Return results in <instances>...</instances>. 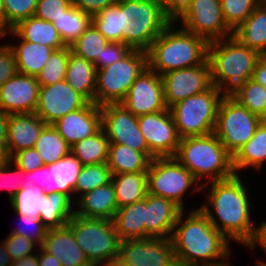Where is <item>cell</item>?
Returning <instances> with one entry per match:
<instances>
[{"label": "cell", "mask_w": 266, "mask_h": 266, "mask_svg": "<svg viewBox=\"0 0 266 266\" xmlns=\"http://www.w3.org/2000/svg\"><path fill=\"white\" fill-rule=\"evenodd\" d=\"M109 139L101 128L93 136L78 141L71 147V153L82 165L107 163Z\"/></svg>", "instance_id": "d590c367"}, {"label": "cell", "mask_w": 266, "mask_h": 266, "mask_svg": "<svg viewBox=\"0 0 266 266\" xmlns=\"http://www.w3.org/2000/svg\"><path fill=\"white\" fill-rule=\"evenodd\" d=\"M9 160V158L7 156H5L1 161H0V179H2V167L4 166V164ZM1 183V182H0ZM2 188V186L0 185V189Z\"/></svg>", "instance_id": "03108f58"}, {"label": "cell", "mask_w": 266, "mask_h": 266, "mask_svg": "<svg viewBox=\"0 0 266 266\" xmlns=\"http://www.w3.org/2000/svg\"><path fill=\"white\" fill-rule=\"evenodd\" d=\"M52 125L72 147L101 129V107L88 102L83 108L68 113Z\"/></svg>", "instance_id": "44dd1931"}, {"label": "cell", "mask_w": 266, "mask_h": 266, "mask_svg": "<svg viewBox=\"0 0 266 266\" xmlns=\"http://www.w3.org/2000/svg\"><path fill=\"white\" fill-rule=\"evenodd\" d=\"M39 88L36 77L17 73L0 87V109L8 115L35 113Z\"/></svg>", "instance_id": "ffe728a7"}, {"label": "cell", "mask_w": 266, "mask_h": 266, "mask_svg": "<svg viewBox=\"0 0 266 266\" xmlns=\"http://www.w3.org/2000/svg\"><path fill=\"white\" fill-rule=\"evenodd\" d=\"M121 104L135 116L167 110L161 76L147 67L131 85Z\"/></svg>", "instance_id": "d6986e66"}, {"label": "cell", "mask_w": 266, "mask_h": 266, "mask_svg": "<svg viewBox=\"0 0 266 266\" xmlns=\"http://www.w3.org/2000/svg\"><path fill=\"white\" fill-rule=\"evenodd\" d=\"M40 253L38 254V265L39 266H61L60 261L53 255L45 252L41 247H39Z\"/></svg>", "instance_id": "91938a15"}, {"label": "cell", "mask_w": 266, "mask_h": 266, "mask_svg": "<svg viewBox=\"0 0 266 266\" xmlns=\"http://www.w3.org/2000/svg\"><path fill=\"white\" fill-rule=\"evenodd\" d=\"M145 198L133 204L118 208L113 224L122 240L145 238Z\"/></svg>", "instance_id": "f1b7e54d"}, {"label": "cell", "mask_w": 266, "mask_h": 266, "mask_svg": "<svg viewBox=\"0 0 266 266\" xmlns=\"http://www.w3.org/2000/svg\"><path fill=\"white\" fill-rule=\"evenodd\" d=\"M110 266H131V265H126V264H122L118 259L111 264Z\"/></svg>", "instance_id": "2644e50d"}, {"label": "cell", "mask_w": 266, "mask_h": 266, "mask_svg": "<svg viewBox=\"0 0 266 266\" xmlns=\"http://www.w3.org/2000/svg\"><path fill=\"white\" fill-rule=\"evenodd\" d=\"M10 33L24 41L43 44L55 50L66 47L53 24L35 16L18 23Z\"/></svg>", "instance_id": "4316f807"}, {"label": "cell", "mask_w": 266, "mask_h": 266, "mask_svg": "<svg viewBox=\"0 0 266 266\" xmlns=\"http://www.w3.org/2000/svg\"><path fill=\"white\" fill-rule=\"evenodd\" d=\"M173 25L171 22L147 51L148 67L159 75L201 65L208 59L209 43L204 38Z\"/></svg>", "instance_id": "277c9868"}, {"label": "cell", "mask_w": 266, "mask_h": 266, "mask_svg": "<svg viewBox=\"0 0 266 266\" xmlns=\"http://www.w3.org/2000/svg\"><path fill=\"white\" fill-rule=\"evenodd\" d=\"M148 174V193L174 201L183 209V196L198 180L174 157L151 160Z\"/></svg>", "instance_id": "8fae6325"}, {"label": "cell", "mask_w": 266, "mask_h": 266, "mask_svg": "<svg viewBox=\"0 0 266 266\" xmlns=\"http://www.w3.org/2000/svg\"><path fill=\"white\" fill-rule=\"evenodd\" d=\"M67 225L72 229L78 246L94 266H110L118 259L121 239L113 220L74 214Z\"/></svg>", "instance_id": "52a82bcc"}, {"label": "cell", "mask_w": 266, "mask_h": 266, "mask_svg": "<svg viewBox=\"0 0 266 266\" xmlns=\"http://www.w3.org/2000/svg\"><path fill=\"white\" fill-rule=\"evenodd\" d=\"M71 5V0H38L34 16L52 23Z\"/></svg>", "instance_id": "bcb514c9"}, {"label": "cell", "mask_w": 266, "mask_h": 266, "mask_svg": "<svg viewBox=\"0 0 266 266\" xmlns=\"http://www.w3.org/2000/svg\"><path fill=\"white\" fill-rule=\"evenodd\" d=\"M92 24L109 42L122 43V0L92 16Z\"/></svg>", "instance_id": "74e56055"}, {"label": "cell", "mask_w": 266, "mask_h": 266, "mask_svg": "<svg viewBox=\"0 0 266 266\" xmlns=\"http://www.w3.org/2000/svg\"><path fill=\"white\" fill-rule=\"evenodd\" d=\"M226 258L222 261L218 260L219 262L216 263H208V264H200V265H195V266H230V264H228V262L226 261Z\"/></svg>", "instance_id": "be15d7a7"}, {"label": "cell", "mask_w": 266, "mask_h": 266, "mask_svg": "<svg viewBox=\"0 0 266 266\" xmlns=\"http://www.w3.org/2000/svg\"><path fill=\"white\" fill-rule=\"evenodd\" d=\"M76 202L80 208L75 214L85 218L113 220L118 209L112 182L84 193Z\"/></svg>", "instance_id": "d4e9b609"}, {"label": "cell", "mask_w": 266, "mask_h": 266, "mask_svg": "<svg viewBox=\"0 0 266 266\" xmlns=\"http://www.w3.org/2000/svg\"><path fill=\"white\" fill-rule=\"evenodd\" d=\"M12 261L13 260L5 248L4 242H2L0 245V266H11Z\"/></svg>", "instance_id": "6125c7cd"}, {"label": "cell", "mask_w": 266, "mask_h": 266, "mask_svg": "<svg viewBox=\"0 0 266 266\" xmlns=\"http://www.w3.org/2000/svg\"><path fill=\"white\" fill-rule=\"evenodd\" d=\"M4 245L12 260L21 259L31 254L36 244L22 235L10 233L4 240Z\"/></svg>", "instance_id": "c3c4849f"}, {"label": "cell", "mask_w": 266, "mask_h": 266, "mask_svg": "<svg viewBox=\"0 0 266 266\" xmlns=\"http://www.w3.org/2000/svg\"><path fill=\"white\" fill-rule=\"evenodd\" d=\"M171 23L163 7L148 0H122V43L147 52Z\"/></svg>", "instance_id": "8992f818"}, {"label": "cell", "mask_w": 266, "mask_h": 266, "mask_svg": "<svg viewBox=\"0 0 266 266\" xmlns=\"http://www.w3.org/2000/svg\"><path fill=\"white\" fill-rule=\"evenodd\" d=\"M118 260L131 266H178L171 238L122 240Z\"/></svg>", "instance_id": "9a60e30c"}, {"label": "cell", "mask_w": 266, "mask_h": 266, "mask_svg": "<svg viewBox=\"0 0 266 266\" xmlns=\"http://www.w3.org/2000/svg\"><path fill=\"white\" fill-rule=\"evenodd\" d=\"M72 4L90 15L91 17L98 14L107 6L117 4L119 0H71Z\"/></svg>", "instance_id": "db71d44e"}, {"label": "cell", "mask_w": 266, "mask_h": 266, "mask_svg": "<svg viewBox=\"0 0 266 266\" xmlns=\"http://www.w3.org/2000/svg\"><path fill=\"white\" fill-rule=\"evenodd\" d=\"M148 67L147 52L132 49L118 62L97 70L95 104L121 103L136 78Z\"/></svg>", "instance_id": "9c48e42d"}, {"label": "cell", "mask_w": 266, "mask_h": 266, "mask_svg": "<svg viewBox=\"0 0 266 266\" xmlns=\"http://www.w3.org/2000/svg\"><path fill=\"white\" fill-rule=\"evenodd\" d=\"M9 160L21 170L30 172L44 165L43 159L35 148H28L14 153Z\"/></svg>", "instance_id": "681fc988"}, {"label": "cell", "mask_w": 266, "mask_h": 266, "mask_svg": "<svg viewBox=\"0 0 266 266\" xmlns=\"http://www.w3.org/2000/svg\"><path fill=\"white\" fill-rule=\"evenodd\" d=\"M263 0H221L226 24L234 31Z\"/></svg>", "instance_id": "7bdbcfd3"}, {"label": "cell", "mask_w": 266, "mask_h": 266, "mask_svg": "<svg viewBox=\"0 0 266 266\" xmlns=\"http://www.w3.org/2000/svg\"><path fill=\"white\" fill-rule=\"evenodd\" d=\"M11 266H39L38 265V254L26 255L21 259L13 260Z\"/></svg>", "instance_id": "94428289"}, {"label": "cell", "mask_w": 266, "mask_h": 266, "mask_svg": "<svg viewBox=\"0 0 266 266\" xmlns=\"http://www.w3.org/2000/svg\"><path fill=\"white\" fill-rule=\"evenodd\" d=\"M82 167L81 161L70 153L55 163L25 172L27 181L21 189L37 186L46 195L60 192L71 199Z\"/></svg>", "instance_id": "7c38bea8"}, {"label": "cell", "mask_w": 266, "mask_h": 266, "mask_svg": "<svg viewBox=\"0 0 266 266\" xmlns=\"http://www.w3.org/2000/svg\"><path fill=\"white\" fill-rule=\"evenodd\" d=\"M260 120H261V122L266 123V104H265V107H264L263 114L260 116Z\"/></svg>", "instance_id": "89a4df30"}, {"label": "cell", "mask_w": 266, "mask_h": 266, "mask_svg": "<svg viewBox=\"0 0 266 266\" xmlns=\"http://www.w3.org/2000/svg\"><path fill=\"white\" fill-rule=\"evenodd\" d=\"M18 218L23 221V224H27L28 226L32 225L33 228H35V230L32 228V231L28 232L27 230L23 229L22 227L20 228H15L13 229L14 234H18V235H22L24 237H27L29 240L33 241L34 243H36L38 246H42L43 244V240L46 237V233H47V228L43 225V223L41 222L40 218H36V217H29V216H24V215H18ZM24 224V225H25Z\"/></svg>", "instance_id": "f907efd6"}, {"label": "cell", "mask_w": 266, "mask_h": 266, "mask_svg": "<svg viewBox=\"0 0 266 266\" xmlns=\"http://www.w3.org/2000/svg\"><path fill=\"white\" fill-rule=\"evenodd\" d=\"M108 40L91 23L80 37L70 45L71 52L75 55L92 62L101 56Z\"/></svg>", "instance_id": "f35d334b"}, {"label": "cell", "mask_w": 266, "mask_h": 266, "mask_svg": "<svg viewBox=\"0 0 266 266\" xmlns=\"http://www.w3.org/2000/svg\"><path fill=\"white\" fill-rule=\"evenodd\" d=\"M46 125L35 113L9 115L5 156L10 158L20 150L34 148Z\"/></svg>", "instance_id": "cb8c5ba5"}, {"label": "cell", "mask_w": 266, "mask_h": 266, "mask_svg": "<svg viewBox=\"0 0 266 266\" xmlns=\"http://www.w3.org/2000/svg\"><path fill=\"white\" fill-rule=\"evenodd\" d=\"M183 212L171 236L178 266L216 263L214 259L228 258L229 240L209 222L208 216L197 208L183 221Z\"/></svg>", "instance_id": "7a4b0ae2"}, {"label": "cell", "mask_w": 266, "mask_h": 266, "mask_svg": "<svg viewBox=\"0 0 266 266\" xmlns=\"http://www.w3.org/2000/svg\"><path fill=\"white\" fill-rule=\"evenodd\" d=\"M96 77L97 70L94 64L75 55L69 46L65 81L90 103H95Z\"/></svg>", "instance_id": "484cf974"}, {"label": "cell", "mask_w": 266, "mask_h": 266, "mask_svg": "<svg viewBox=\"0 0 266 266\" xmlns=\"http://www.w3.org/2000/svg\"><path fill=\"white\" fill-rule=\"evenodd\" d=\"M17 73V64L10 45L0 47V87Z\"/></svg>", "instance_id": "816d5d0a"}, {"label": "cell", "mask_w": 266, "mask_h": 266, "mask_svg": "<svg viewBox=\"0 0 266 266\" xmlns=\"http://www.w3.org/2000/svg\"><path fill=\"white\" fill-rule=\"evenodd\" d=\"M17 64L18 73L36 77L55 50L43 44L21 41L19 46L10 45Z\"/></svg>", "instance_id": "1f68e13d"}, {"label": "cell", "mask_w": 266, "mask_h": 266, "mask_svg": "<svg viewBox=\"0 0 266 266\" xmlns=\"http://www.w3.org/2000/svg\"><path fill=\"white\" fill-rule=\"evenodd\" d=\"M233 98L260 117L266 104V89L253 79H248L242 90Z\"/></svg>", "instance_id": "ee69618b"}, {"label": "cell", "mask_w": 266, "mask_h": 266, "mask_svg": "<svg viewBox=\"0 0 266 266\" xmlns=\"http://www.w3.org/2000/svg\"><path fill=\"white\" fill-rule=\"evenodd\" d=\"M256 243L261 246L264 252H266V222H263L259 227H257L255 239L249 248H255Z\"/></svg>", "instance_id": "680465c9"}, {"label": "cell", "mask_w": 266, "mask_h": 266, "mask_svg": "<svg viewBox=\"0 0 266 266\" xmlns=\"http://www.w3.org/2000/svg\"><path fill=\"white\" fill-rule=\"evenodd\" d=\"M101 128L110 143L123 144L156 158L148 149L140 132L138 116L129 112L121 103L101 106Z\"/></svg>", "instance_id": "5bb4252c"}, {"label": "cell", "mask_w": 266, "mask_h": 266, "mask_svg": "<svg viewBox=\"0 0 266 266\" xmlns=\"http://www.w3.org/2000/svg\"><path fill=\"white\" fill-rule=\"evenodd\" d=\"M71 200L60 192L47 195L43 193V211H40L39 218L48 230L62 228L68 224L75 214Z\"/></svg>", "instance_id": "d6a6232c"}, {"label": "cell", "mask_w": 266, "mask_h": 266, "mask_svg": "<svg viewBox=\"0 0 266 266\" xmlns=\"http://www.w3.org/2000/svg\"><path fill=\"white\" fill-rule=\"evenodd\" d=\"M174 158L198 181L206 175L217 181L235 174L233 157L214 133L181 138Z\"/></svg>", "instance_id": "5b68a950"}, {"label": "cell", "mask_w": 266, "mask_h": 266, "mask_svg": "<svg viewBox=\"0 0 266 266\" xmlns=\"http://www.w3.org/2000/svg\"><path fill=\"white\" fill-rule=\"evenodd\" d=\"M233 37L261 55L266 51V0L233 31Z\"/></svg>", "instance_id": "83f0119b"}, {"label": "cell", "mask_w": 266, "mask_h": 266, "mask_svg": "<svg viewBox=\"0 0 266 266\" xmlns=\"http://www.w3.org/2000/svg\"><path fill=\"white\" fill-rule=\"evenodd\" d=\"M88 101L65 80L40 86L35 114L47 125H52L68 113L83 108Z\"/></svg>", "instance_id": "ac0fdd59"}, {"label": "cell", "mask_w": 266, "mask_h": 266, "mask_svg": "<svg viewBox=\"0 0 266 266\" xmlns=\"http://www.w3.org/2000/svg\"><path fill=\"white\" fill-rule=\"evenodd\" d=\"M182 211L174 201L148 193L145 197V238H171Z\"/></svg>", "instance_id": "7402d4cb"}, {"label": "cell", "mask_w": 266, "mask_h": 266, "mask_svg": "<svg viewBox=\"0 0 266 266\" xmlns=\"http://www.w3.org/2000/svg\"><path fill=\"white\" fill-rule=\"evenodd\" d=\"M256 266H266V262H258V264Z\"/></svg>", "instance_id": "753ad0ef"}, {"label": "cell", "mask_w": 266, "mask_h": 266, "mask_svg": "<svg viewBox=\"0 0 266 266\" xmlns=\"http://www.w3.org/2000/svg\"><path fill=\"white\" fill-rule=\"evenodd\" d=\"M69 61V46L54 50L41 72L36 76L40 86L65 80Z\"/></svg>", "instance_id": "ab89813d"}, {"label": "cell", "mask_w": 266, "mask_h": 266, "mask_svg": "<svg viewBox=\"0 0 266 266\" xmlns=\"http://www.w3.org/2000/svg\"><path fill=\"white\" fill-rule=\"evenodd\" d=\"M34 148L42 157L45 165L55 163L71 153V146L57 132L53 125H46L43 128Z\"/></svg>", "instance_id": "8d00e7d4"}, {"label": "cell", "mask_w": 266, "mask_h": 266, "mask_svg": "<svg viewBox=\"0 0 266 266\" xmlns=\"http://www.w3.org/2000/svg\"><path fill=\"white\" fill-rule=\"evenodd\" d=\"M141 134L155 157H174L180 136L169 109L138 116Z\"/></svg>", "instance_id": "e0dca14e"}, {"label": "cell", "mask_w": 266, "mask_h": 266, "mask_svg": "<svg viewBox=\"0 0 266 266\" xmlns=\"http://www.w3.org/2000/svg\"><path fill=\"white\" fill-rule=\"evenodd\" d=\"M5 157L4 151L0 148V161Z\"/></svg>", "instance_id": "8c879c8a"}, {"label": "cell", "mask_w": 266, "mask_h": 266, "mask_svg": "<svg viewBox=\"0 0 266 266\" xmlns=\"http://www.w3.org/2000/svg\"><path fill=\"white\" fill-rule=\"evenodd\" d=\"M132 49L124 43L108 42L100 57L96 58V70L103 69L125 57Z\"/></svg>", "instance_id": "7dc6e473"}, {"label": "cell", "mask_w": 266, "mask_h": 266, "mask_svg": "<svg viewBox=\"0 0 266 266\" xmlns=\"http://www.w3.org/2000/svg\"><path fill=\"white\" fill-rule=\"evenodd\" d=\"M266 160V123L261 122L255 130L254 136L233 156V169L246 167L260 169Z\"/></svg>", "instance_id": "836d02e7"}, {"label": "cell", "mask_w": 266, "mask_h": 266, "mask_svg": "<svg viewBox=\"0 0 266 266\" xmlns=\"http://www.w3.org/2000/svg\"><path fill=\"white\" fill-rule=\"evenodd\" d=\"M192 1L193 0H168L167 4L163 7L165 16L174 23L186 12Z\"/></svg>", "instance_id": "11a10c76"}, {"label": "cell", "mask_w": 266, "mask_h": 266, "mask_svg": "<svg viewBox=\"0 0 266 266\" xmlns=\"http://www.w3.org/2000/svg\"><path fill=\"white\" fill-rule=\"evenodd\" d=\"M221 100L219 89L213 85L204 93L190 96L171 106L169 110L180 138L214 133Z\"/></svg>", "instance_id": "ba28073f"}, {"label": "cell", "mask_w": 266, "mask_h": 266, "mask_svg": "<svg viewBox=\"0 0 266 266\" xmlns=\"http://www.w3.org/2000/svg\"><path fill=\"white\" fill-rule=\"evenodd\" d=\"M10 204L17 215L39 218L40 211H43V191L37 186L21 189Z\"/></svg>", "instance_id": "b9f144b4"}, {"label": "cell", "mask_w": 266, "mask_h": 266, "mask_svg": "<svg viewBox=\"0 0 266 266\" xmlns=\"http://www.w3.org/2000/svg\"><path fill=\"white\" fill-rule=\"evenodd\" d=\"M38 0H3L4 22L11 30L21 21L34 16Z\"/></svg>", "instance_id": "f6af8a7d"}, {"label": "cell", "mask_w": 266, "mask_h": 266, "mask_svg": "<svg viewBox=\"0 0 266 266\" xmlns=\"http://www.w3.org/2000/svg\"><path fill=\"white\" fill-rule=\"evenodd\" d=\"M6 28H8L9 31ZM8 32H10L9 27L6 25L4 21L0 20V38L5 36Z\"/></svg>", "instance_id": "e7e4bbea"}, {"label": "cell", "mask_w": 266, "mask_h": 266, "mask_svg": "<svg viewBox=\"0 0 266 266\" xmlns=\"http://www.w3.org/2000/svg\"><path fill=\"white\" fill-rule=\"evenodd\" d=\"M179 20L183 29L208 43L233 36V30L225 22L221 0H193Z\"/></svg>", "instance_id": "4fadbf2b"}, {"label": "cell", "mask_w": 266, "mask_h": 266, "mask_svg": "<svg viewBox=\"0 0 266 266\" xmlns=\"http://www.w3.org/2000/svg\"><path fill=\"white\" fill-rule=\"evenodd\" d=\"M111 182L118 208L143 200L148 194L147 172L113 174Z\"/></svg>", "instance_id": "f546056e"}, {"label": "cell", "mask_w": 266, "mask_h": 266, "mask_svg": "<svg viewBox=\"0 0 266 266\" xmlns=\"http://www.w3.org/2000/svg\"><path fill=\"white\" fill-rule=\"evenodd\" d=\"M260 56L258 51L243 45L233 36L209 42L211 81L222 98H233L242 90L246 81L252 78Z\"/></svg>", "instance_id": "3957f363"}, {"label": "cell", "mask_w": 266, "mask_h": 266, "mask_svg": "<svg viewBox=\"0 0 266 266\" xmlns=\"http://www.w3.org/2000/svg\"><path fill=\"white\" fill-rule=\"evenodd\" d=\"M209 187L207 200L217 215L215 217L208 204L200 209L208 216L209 222L228 240L232 239L249 247L255 239L257 227L251 222L250 201L239 174L212 181Z\"/></svg>", "instance_id": "6da1fadb"}, {"label": "cell", "mask_w": 266, "mask_h": 266, "mask_svg": "<svg viewBox=\"0 0 266 266\" xmlns=\"http://www.w3.org/2000/svg\"><path fill=\"white\" fill-rule=\"evenodd\" d=\"M41 248L58 258L61 266H94L78 246L74 233L68 225L47 230Z\"/></svg>", "instance_id": "603a6c76"}, {"label": "cell", "mask_w": 266, "mask_h": 266, "mask_svg": "<svg viewBox=\"0 0 266 266\" xmlns=\"http://www.w3.org/2000/svg\"><path fill=\"white\" fill-rule=\"evenodd\" d=\"M11 161L10 160H8L5 164H4V166L2 167V178L4 179V178H8L9 179V177H12V180H14V179H18V178H22V177H24L25 176V171L24 170H21L20 168H18L17 166H16V168H14V171L13 170H11V169H9V168H11L10 166H11ZM11 170V171H10ZM15 175V176H14ZM14 178V179H13ZM2 179V180H3ZM11 179V178H10ZM15 181V180H14ZM22 181V180H21ZM20 181V179H18V180H16V182L15 183H12V184H10L11 183V181H10V183H6L7 181H2L3 182V186L2 187H7L8 189H9V200H11L13 197H14V195L18 192V191H20L21 190V188H22V186L26 183V181H27V177H26V179H25V181H22L21 182ZM6 184H9L8 186L6 185Z\"/></svg>", "instance_id": "f5cc1de1"}, {"label": "cell", "mask_w": 266, "mask_h": 266, "mask_svg": "<svg viewBox=\"0 0 266 266\" xmlns=\"http://www.w3.org/2000/svg\"><path fill=\"white\" fill-rule=\"evenodd\" d=\"M112 173L107 163H99L92 165H83L81 172L77 178L74 193L92 191L97 187L103 186L111 182Z\"/></svg>", "instance_id": "60d3db41"}, {"label": "cell", "mask_w": 266, "mask_h": 266, "mask_svg": "<svg viewBox=\"0 0 266 266\" xmlns=\"http://www.w3.org/2000/svg\"><path fill=\"white\" fill-rule=\"evenodd\" d=\"M148 1L156 2V3L160 4L162 7H164L167 4L168 0H148Z\"/></svg>", "instance_id": "a7ac6f4b"}, {"label": "cell", "mask_w": 266, "mask_h": 266, "mask_svg": "<svg viewBox=\"0 0 266 266\" xmlns=\"http://www.w3.org/2000/svg\"><path fill=\"white\" fill-rule=\"evenodd\" d=\"M91 23L92 17L73 4L52 22L66 46L75 42Z\"/></svg>", "instance_id": "e575fe53"}, {"label": "cell", "mask_w": 266, "mask_h": 266, "mask_svg": "<svg viewBox=\"0 0 266 266\" xmlns=\"http://www.w3.org/2000/svg\"><path fill=\"white\" fill-rule=\"evenodd\" d=\"M0 20L4 21V4H3V0H0Z\"/></svg>", "instance_id": "003e7915"}, {"label": "cell", "mask_w": 266, "mask_h": 266, "mask_svg": "<svg viewBox=\"0 0 266 266\" xmlns=\"http://www.w3.org/2000/svg\"><path fill=\"white\" fill-rule=\"evenodd\" d=\"M9 115L0 109V148L5 153Z\"/></svg>", "instance_id": "6f0895ef"}, {"label": "cell", "mask_w": 266, "mask_h": 266, "mask_svg": "<svg viewBox=\"0 0 266 266\" xmlns=\"http://www.w3.org/2000/svg\"><path fill=\"white\" fill-rule=\"evenodd\" d=\"M160 76L168 109L183 99L204 93L213 86L208 59L201 65L166 72Z\"/></svg>", "instance_id": "2e32d148"}, {"label": "cell", "mask_w": 266, "mask_h": 266, "mask_svg": "<svg viewBox=\"0 0 266 266\" xmlns=\"http://www.w3.org/2000/svg\"><path fill=\"white\" fill-rule=\"evenodd\" d=\"M151 158L123 144L110 143L107 165L113 174L147 172Z\"/></svg>", "instance_id": "4dcf8cb0"}, {"label": "cell", "mask_w": 266, "mask_h": 266, "mask_svg": "<svg viewBox=\"0 0 266 266\" xmlns=\"http://www.w3.org/2000/svg\"><path fill=\"white\" fill-rule=\"evenodd\" d=\"M251 79L266 89V56L261 55L257 60Z\"/></svg>", "instance_id": "9f6ffc18"}, {"label": "cell", "mask_w": 266, "mask_h": 266, "mask_svg": "<svg viewBox=\"0 0 266 266\" xmlns=\"http://www.w3.org/2000/svg\"><path fill=\"white\" fill-rule=\"evenodd\" d=\"M261 123L234 98H222L217 112L214 134L233 157L253 136Z\"/></svg>", "instance_id": "30bf717a"}]
</instances>
